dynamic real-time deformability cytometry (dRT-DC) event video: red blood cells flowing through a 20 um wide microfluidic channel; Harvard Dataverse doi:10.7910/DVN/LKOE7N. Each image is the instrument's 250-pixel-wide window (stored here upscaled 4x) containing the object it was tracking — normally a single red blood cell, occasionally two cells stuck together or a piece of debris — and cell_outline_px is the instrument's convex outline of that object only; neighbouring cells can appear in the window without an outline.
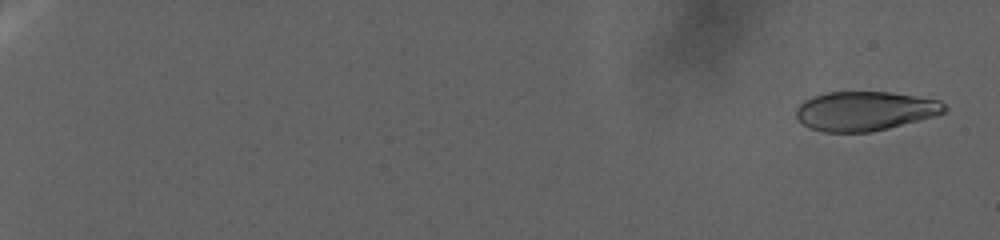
{"species": "human", "species_latin": "Homo sapiens", "temperature_condition": "warm", "stored_images_in_passage": 77, "camera_frame_rate_fps": 3000, "um_per_image_px": 0.085, "donor": {"sex": "female"}, "frame": {"image": 1, "passage_image": 4, "time_ms": 1.333, "image_size_px": [1000, 240], "cell_outline_px": [[948, 108], [944, 112], [932, 116], [888, 128], [872, 132], [824, 132], [808, 128], [796, 120], [796, 108], [804, 100], [812, 96], [824, 92], [888, 92], [940, 100]], "centroid_in_image_um": [73.45, 9.44], "position_along_channel_um": 11.6, "area_um2": 33.99}}
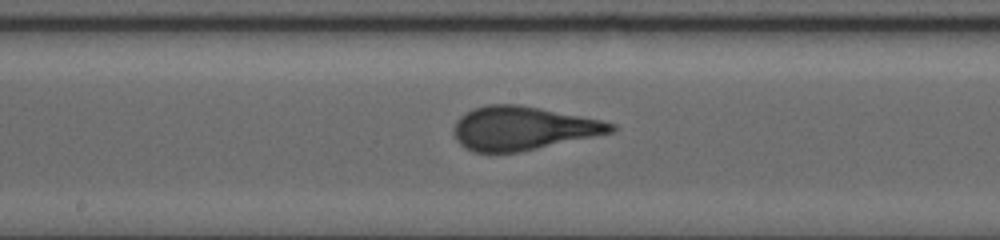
{"frame": {"image": 2, "passage_image": 45, "time_ms": 29.667, "image_size_px": [1000, 240], "cell_outline_px": [[616, 132], [520, 152], [472, 152], [464, 148], [456, 140], [456, 120], [460, 116], [472, 108], [488, 104], [516, 104], [580, 116], [600, 120], [616, 124]], "centroid_in_image_um": [44.45, 10.91], "position_along_channel_um": 203.7, "area_um2": 39.77}}
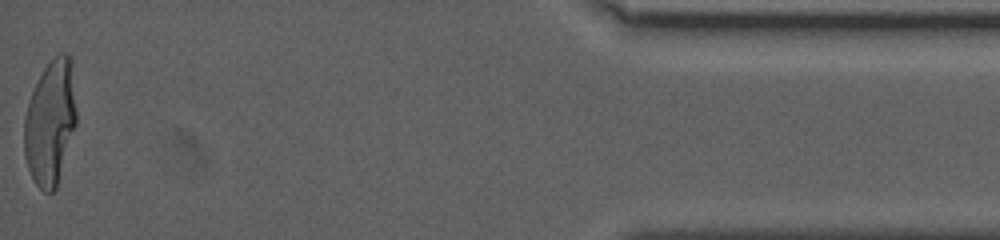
{"frame": {"image": 3, "passage_image": 77, "time_ms": 48.333, "image_size_px": [1000, 240], "cell_outline_px": [[76, 124], [56, 188], [52, 192], [44, 192], [36, 184], [28, 168], [24, 156], [24, 120], [28, 104], [32, 92], [44, 68], [60, 52], [64, 52], [72, 56], [76, 112]], "centroid_in_image_um": [4.29, 10.39], "position_along_channel_um": 430.9, "area_um2": 37.86}}